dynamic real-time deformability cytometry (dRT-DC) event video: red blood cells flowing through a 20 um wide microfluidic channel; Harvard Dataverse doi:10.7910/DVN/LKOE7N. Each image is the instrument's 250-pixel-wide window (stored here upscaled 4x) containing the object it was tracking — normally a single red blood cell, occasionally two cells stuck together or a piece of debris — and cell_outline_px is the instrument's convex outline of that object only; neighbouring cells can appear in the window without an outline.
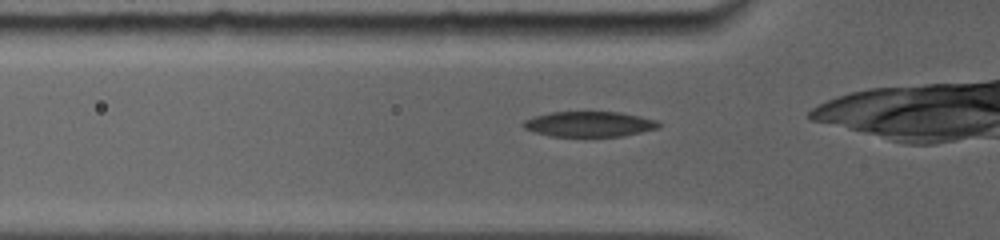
{"species": "common noctule bat (a hibernating species)", "species_latin": "Nyctalus noctula", "temperature_condition": "room temperature", "stored_images_in_passage": 39, "camera_frame_rate_fps": 5000, "um_per_image_px": 0.085, "animal": {"sex": "female", "body_mass_g": 19.0, "forearm_length_mm": 56.7}, "frame": {"image": 1, "passage_image": 2, "time_ms": 0.4, "image_size_px": [1000, 240], "cell_outline_px": [[660, 128], [624, 136], [548, 136], [524, 128], [520, 124], [524, 120], [532, 116], [548, 112], [620, 112], [640, 116], [656, 120], [660, 124]], "centroid_in_image_um": [50.07, 10.54], "position_along_channel_um": 75.7, "area_um2": 20.11}}
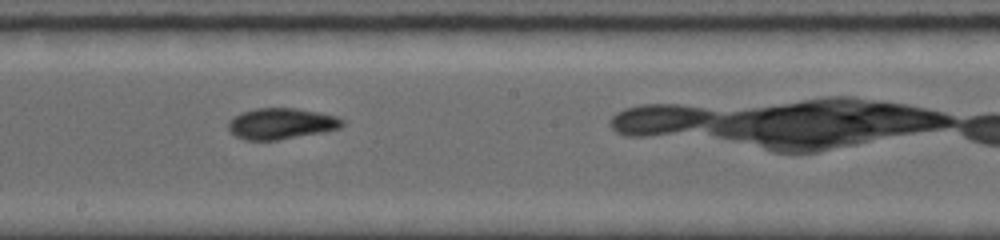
{"frame": {"image": 2, "passage_image": 14, "time_ms": 4.2, "image_size_px": [1000, 240], "cell_outline_px": [[344, 124], [340, 128], [324, 132], [276, 140], [244, 140], [236, 136], [228, 128], [228, 120], [232, 116], [240, 112], [256, 108], [296, 108], [320, 112], [336, 116], [344, 120]], "centroid_in_image_um": [23.89, 10.5], "position_along_channel_um": 224.3, "area_um2": 20.81}}
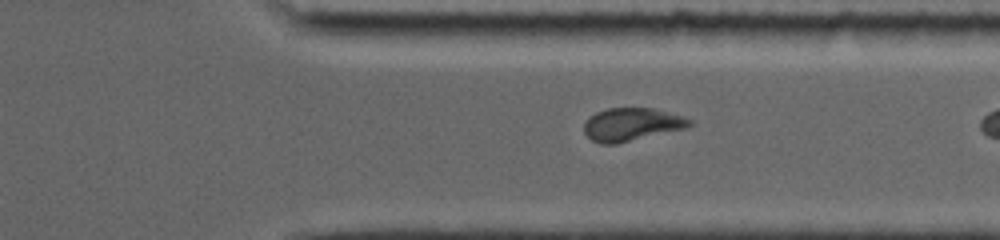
{"frame": {"image": 3, "passage_image": 25, "time_ms": 7.6, "image_size_px": [1000, 240], "cell_outline_px": [[692, 124], [688, 128], [616, 144], [600, 144], [592, 140], [584, 132], [584, 124], [588, 116], [596, 112], [608, 108], [652, 108], [680, 116], [692, 120]], "centroid_in_image_um": [53.67, 10.58], "position_along_channel_um": 357.7, "area_um2": 20.29}}